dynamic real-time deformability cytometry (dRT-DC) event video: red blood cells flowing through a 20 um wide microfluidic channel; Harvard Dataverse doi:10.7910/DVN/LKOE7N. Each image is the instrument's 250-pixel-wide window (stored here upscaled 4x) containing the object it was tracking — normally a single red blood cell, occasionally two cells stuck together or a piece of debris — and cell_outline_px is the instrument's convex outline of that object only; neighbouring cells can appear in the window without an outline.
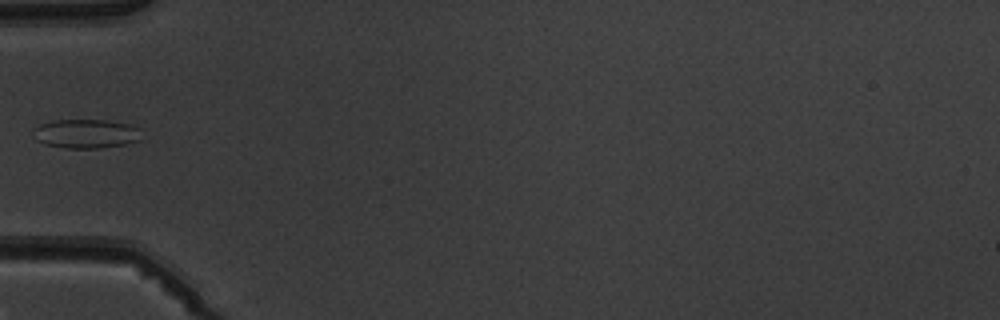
{"species": "common noctule bat (a hibernating species)", "species_latin": "Nyctalus noctula", "temperature_condition": "warm", "stored_images_in_passage": 5, "camera_frame_rate_fps": 3000, "um_per_image_px": 0.085, "animal": {"sex": "male", "body_mass_g": 19.5, "forearm_length_mm": 54.6}, "frame": {"image": 1, "passage_image": 5, "time_ms": 5.0, "image_size_px": [1000, 320], "cell_outline_px": [[140, 140], [124, 144], [100, 148], [68, 148], [44, 144], [36, 140], [36, 128], [40, 124], [52, 120], [108, 120], [128, 124], [140, 128]], "centroid_in_image_um": [7.34, 11.36], "position_along_channel_um": 77.7, "area_um2": 18.15}}